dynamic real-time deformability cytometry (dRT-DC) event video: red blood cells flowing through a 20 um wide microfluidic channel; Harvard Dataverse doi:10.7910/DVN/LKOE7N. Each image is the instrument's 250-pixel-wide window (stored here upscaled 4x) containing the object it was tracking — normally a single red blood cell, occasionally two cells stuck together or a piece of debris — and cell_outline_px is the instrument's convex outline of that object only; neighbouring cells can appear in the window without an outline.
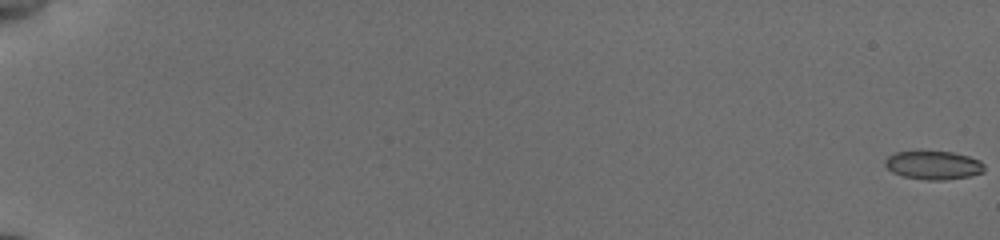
{"species": "common noctule bat (a hibernating species)", "species_latin": "Nyctalus noctula", "temperature_condition": "cold", "stored_images_in_passage": 57, "camera_frame_rate_fps": 3000, "um_per_image_px": 0.085, "animal": {"sex": "female", "body_mass_g": 19.5, "forearm_length_mm": 54.1}, "frame": {"image": 1, "passage_image": 1, "time_ms": 0.0, "image_size_px": [1000, 240], "cell_outline_px": [[984, 172], [972, 176], [944, 180], [924, 180], [904, 176], [892, 172], [884, 164], [884, 160], [888, 156], [896, 152], [952, 152], [968, 156], [980, 160], [984, 164]], "centroid_in_image_um": [79.36, 14.05], "position_along_channel_um": 5.6, "area_um2": 16.47}}
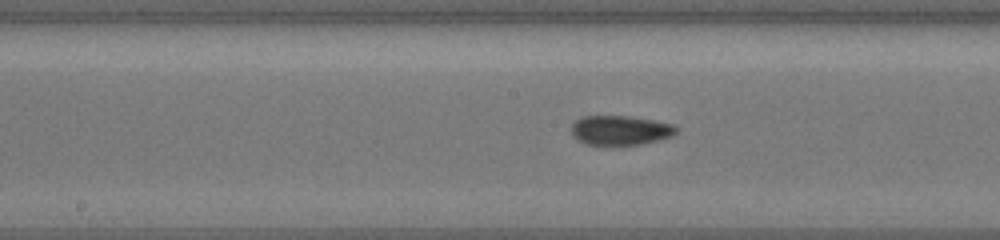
{"frame": {"image": 2, "passage_image": 33, "time_ms": 10.667, "image_size_px": [1000, 240], "cell_outline_px": [[676, 132], [672, 136], [660, 140], [640, 144], [612, 148], [584, 144], [576, 140], [572, 136], [572, 124], [580, 116], [632, 116], [672, 124], [676, 128]], "centroid_in_image_um": [52.66, 11.12], "position_along_channel_um": 195.5, "area_um2": 18.79}}
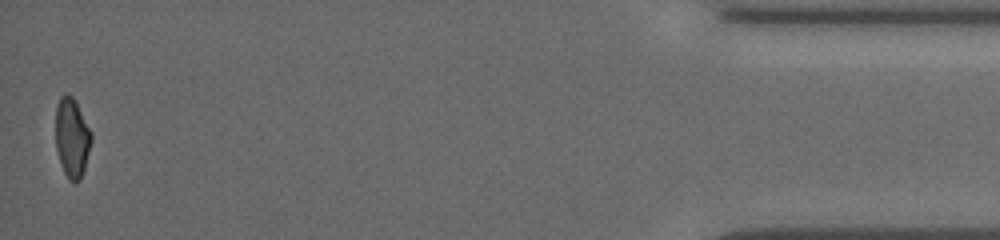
{"frame": {"image": 3, "passage_image": 57, "time_ms": 18.667, "image_size_px": [1000, 240], "cell_outline_px": [[92, 140], [84, 168], [80, 180], [76, 184], [72, 184], [68, 180], [64, 172], [56, 148], [56, 104], [60, 96], [68, 92], [72, 96], [92, 132]], "centroid_in_image_um": [6.11, 11.71], "position_along_channel_um": 429.1, "area_um2": 16.59}, "authors_computed_cell_mechanics": {"area_um2": 17.34, "velocity_mm_per_s": 3.8347, "shape_relaxation_time_tau1_ms": null, "shape_relaxation_time_tau2_ms": 6.899, "deformation_change_tau1": null, "deformation_change_tau2": 0.1116}}